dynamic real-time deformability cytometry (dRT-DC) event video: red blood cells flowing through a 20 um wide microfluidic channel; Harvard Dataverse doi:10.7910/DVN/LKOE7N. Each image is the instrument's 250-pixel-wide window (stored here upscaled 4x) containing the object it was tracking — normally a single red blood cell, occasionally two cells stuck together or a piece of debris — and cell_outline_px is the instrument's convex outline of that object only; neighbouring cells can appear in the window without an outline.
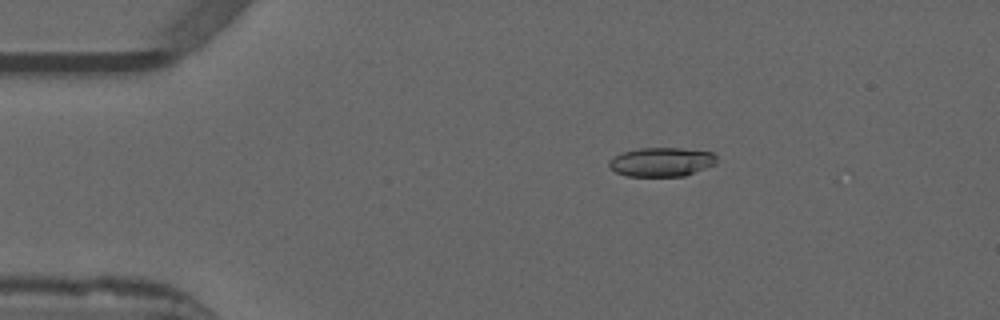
{"species": "common noctule bat (a hibernating species)", "species_latin": "Nyctalus noctula", "temperature_condition": "warm", "stored_images_in_passage": 47, "camera_frame_rate_fps": 3000, "um_per_image_px": 0.085, "animal": {"sex": "male", "forearm_length_mm": 52.5}, "frame": {"image": 1, "passage_image": 5, "time_ms": 1.333, "image_size_px": [1000, 320], "cell_outline_px": [[716, 164], [684, 176], [628, 176], [616, 172], [608, 164], [608, 160], [624, 152], [640, 148], [684, 148], [712, 152], [716, 156]], "centroid_in_image_um": [56.25, 13.76], "position_along_channel_um": 28.7, "area_um2": 18.09}}
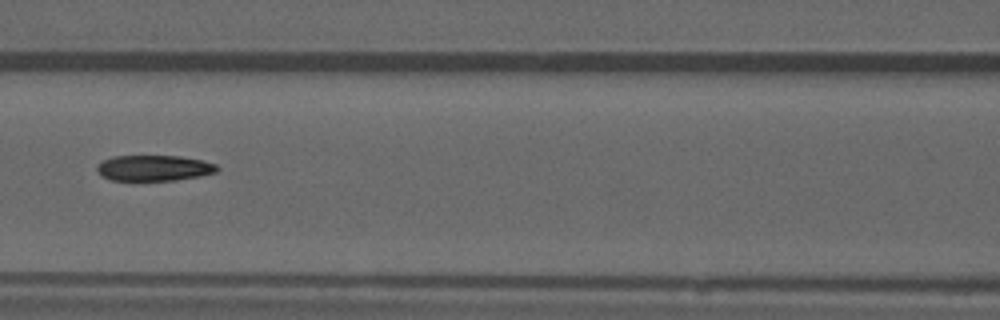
{"frame": {"image": 2, "passage_image": 19, "time_ms": 6.0, "image_size_px": [1000, 320], "cell_outline_px": [[220, 168], [216, 172], [200, 176], [176, 180], [112, 180], [100, 176], [96, 168], [96, 164], [100, 160], [112, 156], [180, 156], [200, 160], [216, 164]], "centroid_in_image_um": [13.04, 14.28], "position_along_channel_um": 153.6, "area_um2": 18.15}}
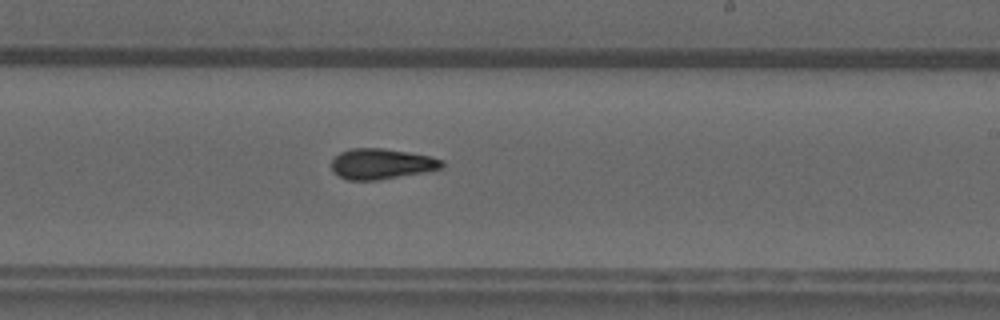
{"frame": {"image": 3, "passage_image": 27, "time_ms": 8.667, "image_size_px": [1000, 320], "cell_outline_px": [[444, 168], [424, 172], [380, 180], [348, 180], [332, 172], [332, 160], [340, 152], [352, 148], [384, 148], [432, 156], [444, 160]], "centroid_in_image_um": [32.46, 13.93], "position_along_channel_um": 256.5, "area_um2": 19.83}, "authors_computed_cell_mechanics": {"area_um2": 18.9006, "velocity_mm_per_s": 3.8773, "shape_relaxation_time_tau1_ms": null, "shape_relaxation_time_tau2_ms": 4.3136, "deformation_change_tau1": null, "deformation_change_tau2": 0.1327}}